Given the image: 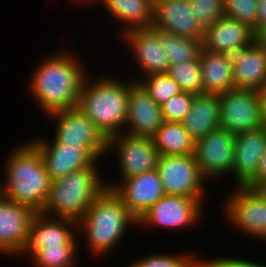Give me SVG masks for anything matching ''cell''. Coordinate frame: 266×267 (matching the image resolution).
<instances>
[{
  "mask_svg": "<svg viewBox=\"0 0 266 267\" xmlns=\"http://www.w3.org/2000/svg\"><path fill=\"white\" fill-rule=\"evenodd\" d=\"M42 60L28 86L41 109L50 115L77 107L81 87L89 76L83 64L66 50Z\"/></svg>",
  "mask_w": 266,
  "mask_h": 267,
  "instance_id": "cell-1",
  "label": "cell"
},
{
  "mask_svg": "<svg viewBox=\"0 0 266 267\" xmlns=\"http://www.w3.org/2000/svg\"><path fill=\"white\" fill-rule=\"evenodd\" d=\"M11 153L4 170L5 183L0 184V194L39 213L51 183L42 156L30 141L19 145Z\"/></svg>",
  "mask_w": 266,
  "mask_h": 267,
  "instance_id": "cell-2",
  "label": "cell"
},
{
  "mask_svg": "<svg viewBox=\"0 0 266 267\" xmlns=\"http://www.w3.org/2000/svg\"><path fill=\"white\" fill-rule=\"evenodd\" d=\"M108 77L100 76L94 82L86 77L77 102V107L107 139L123 133L130 92V83Z\"/></svg>",
  "mask_w": 266,
  "mask_h": 267,
  "instance_id": "cell-3",
  "label": "cell"
},
{
  "mask_svg": "<svg viewBox=\"0 0 266 267\" xmlns=\"http://www.w3.org/2000/svg\"><path fill=\"white\" fill-rule=\"evenodd\" d=\"M137 225V218L111 190L105 189L77 222V229L86 235L93 255H105L126 232L127 226Z\"/></svg>",
  "mask_w": 266,
  "mask_h": 267,
  "instance_id": "cell-4",
  "label": "cell"
},
{
  "mask_svg": "<svg viewBox=\"0 0 266 267\" xmlns=\"http://www.w3.org/2000/svg\"><path fill=\"white\" fill-rule=\"evenodd\" d=\"M96 165L94 163L89 168L51 180L48 196L39 213L78 222L91 203L106 189Z\"/></svg>",
  "mask_w": 266,
  "mask_h": 267,
  "instance_id": "cell-5",
  "label": "cell"
},
{
  "mask_svg": "<svg viewBox=\"0 0 266 267\" xmlns=\"http://www.w3.org/2000/svg\"><path fill=\"white\" fill-rule=\"evenodd\" d=\"M220 127L239 134L262 127L261 92L256 89L233 88L219 95Z\"/></svg>",
  "mask_w": 266,
  "mask_h": 267,
  "instance_id": "cell-6",
  "label": "cell"
},
{
  "mask_svg": "<svg viewBox=\"0 0 266 267\" xmlns=\"http://www.w3.org/2000/svg\"><path fill=\"white\" fill-rule=\"evenodd\" d=\"M157 170L165 195H181L201 203L204 198V180L194 154L159 156Z\"/></svg>",
  "mask_w": 266,
  "mask_h": 267,
  "instance_id": "cell-7",
  "label": "cell"
},
{
  "mask_svg": "<svg viewBox=\"0 0 266 267\" xmlns=\"http://www.w3.org/2000/svg\"><path fill=\"white\" fill-rule=\"evenodd\" d=\"M234 144L235 134L221 127L195 141V160L205 179L232 174L235 157Z\"/></svg>",
  "mask_w": 266,
  "mask_h": 267,
  "instance_id": "cell-8",
  "label": "cell"
},
{
  "mask_svg": "<svg viewBox=\"0 0 266 267\" xmlns=\"http://www.w3.org/2000/svg\"><path fill=\"white\" fill-rule=\"evenodd\" d=\"M112 149H116L118 153V168H121L119 171L122 173V180L157 169L159 153L152 137L123 132L108 138L106 150L109 152Z\"/></svg>",
  "mask_w": 266,
  "mask_h": 267,
  "instance_id": "cell-9",
  "label": "cell"
},
{
  "mask_svg": "<svg viewBox=\"0 0 266 267\" xmlns=\"http://www.w3.org/2000/svg\"><path fill=\"white\" fill-rule=\"evenodd\" d=\"M225 200L227 220L243 233L266 240V200L255 189L235 187Z\"/></svg>",
  "mask_w": 266,
  "mask_h": 267,
  "instance_id": "cell-10",
  "label": "cell"
},
{
  "mask_svg": "<svg viewBox=\"0 0 266 267\" xmlns=\"http://www.w3.org/2000/svg\"><path fill=\"white\" fill-rule=\"evenodd\" d=\"M53 140L51 143L44 138L30 141L39 150L51 180L89 168L103 156L96 147H71Z\"/></svg>",
  "mask_w": 266,
  "mask_h": 267,
  "instance_id": "cell-11",
  "label": "cell"
},
{
  "mask_svg": "<svg viewBox=\"0 0 266 267\" xmlns=\"http://www.w3.org/2000/svg\"><path fill=\"white\" fill-rule=\"evenodd\" d=\"M201 204L199 200L194 198L164 195L137 219V225L159 226L167 229L192 227V224L201 219Z\"/></svg>",
  "mask_w": 266,
  "mask_h": 267,
  "instance_id": "cell-12",
  "label": "cell"
},
{
  "mask_svg": "<svg viewBox=\"0 0 266 267\" xmlns=\"http://www.w3.org/2000/svg\"><path fill=\"white\" fill-rule=\"evenodd\" d=\"M48 117L58 120L54 136L58 143L71 147H96L102 154L107 153L108 139L78 107Z\"/></svg>",
  "mask_w": 266,
  "mask_h": 267,
  "instance_id": "cell-13",
  "label": "cell"
},
{
  "mask_svg": "<svg viewBox=\"0 0 266 267\" xmlns=\"http://www.w3.org/2000/svg\"><path fill=\"white\" fill-rule=\"evenodd\" d=\"M106 188L111 189L137 219L165 195L157 169L123 179L120 183H108Z\"/></svg>",
  "mask_w": 266,
  "mask_h": 267,
  "instance_id": "cell-14",
  "label": "cell"
},
{
  "mask_svg": "<svg viewBox=\"0 0 266 267\" xmlns=\"http://www.w3.org/2000/svg\"><path fill=\"white\" fill-rule=\"evenodd\" d=\"M71 226L76 230L77 221L35 213L29 225L26 246L21 254L27 253L32 257L41 248L77 246L76 235L72 232Z\"/></svg>",
  "mask_w": 266,
  "mask_h": 267,
  "instance_id": "cell-15",
  "label": "cell"
},
{
  "mask_svg": "<svg viewBox=\"0 0 266 267\" xmlns=\"http://www.w3.org/2000/svg\"><path fill=\"white\" fill-rule=\"evenodd\" d=\"M35 212L0 194V253L19 255L26 246L29 225Z\"/></svg>",
  "mask_w": 266,
  "mask_h": 267,
  "instance_id": "cell-16",
  "label": "cell"
},
{
  "mask_svg": "<svg viewBox=\"0 0 266 267\" xmlns=\"http://www.w3.org/2000/svg\"><path fill=\"white\" fill-rule=\"evenodd\" d=\"M127 106V118L124 128L127 126L128 128L123 130L125 133L152 137L164 121L160 105L135 80L130 82Z\"/></svg>",
  "mask_w": 266,
  "mask_h": 267,
  "instance_id": "cell-17",
  "label": "cell"
},
{
  "mask_svg": "<svg viewBox=\"0 0 266 267\" xmlns=\"http://www.w3.org/2000/svg\"><path fill=\"white\" fill-rule=\"evenodd\" d=\"M152 26L194 40L204 36V27L192 14L188 0H154Z\"/></svg>",
  "mask_w": 266,
  "mask_h": 267,
  "instance_id": "cell-18",
  "label": "cell"
},
{
  "mask_svg": "<svg viewBox=\"0 0 266 267\" xmlns=\"http://www.w3.org/2000/svg\"><path fill=\"white\" fill-rule=\"evenodd\" d=\"M123 33L124 41L133 49L137 63L146 74L144 77L168 72L170 64L165 49L151 27L134 28Z\"/></svg>",
  "mask_w": 266,
  "mask_h": 267,
  "instance_id": "cell-19",
  "label": "cell"
},
{
  "mask_svg": "<svg viewBox=\"0 0 266 267\" xmlns=\"http://www.w3.org/2000/svg\"><path fill=\"white\" fill-rule=\"evenodd\" d=\"M266 148V126L235 135L234 174L236 186L244 187L256 174Z\"/></svg>",
  "mask_w": 266,
  "mask_h": 267,
  "instance_id": "cell-20",
  "label": "cell"
},
{
  "mask_svg": "<svg viewBox=\"0 0 266 267\" xmlns=\"http://www.w3.org/2000/svg\"><path fill=\"white\" fill-rule=\"evenodd\" d=\"M231 56L234 87L261 92L266 87V48L255 39Z\"/></svg>",
  "mask_w": 266,
  "mask_h": 267,
  "instance_id": "cell-21",
  "label": "cell"
},
{
  "mask_svg": "<svg viewBox=\"0 0 266 267\" xmlns=\"http://www.w3.org/2000/svg\"><path fill=\"white\" fill-rule=\"evenodd\" d=\"M256 39L247 24L223 16L204 28L202 49L232 54Z\"/></svg>",
  "mask_w": 266,
  "mask_h": 267,
  "instance_id": "cell-22",
  "label": "cell"
},
{
  "mask_svg": "<svg viewBox=\"0 0 266 267\" xmlns=\"http://www.w3.org/2000/svg\"><path fill=\"white\" fill-rule=\"evenodd\" d=\"M199 61L203 93L220 95L235 88L231 54L201 49Z\"/></svg>",
  "mask_w": 266,
  "mask_h": 267,
  "instance_id": "cell-23",
  "label": "cell"
},
{
  "mask_svg": "<svg viewBox=\"0 0 266 267\" xmlns=\"http://www.w3.org/2000/svg\"><path fill=\"white\" fill-rule=\"evenodd\" d=\"M195 141L220 127V103L217 94H195L190 111L181 121Z\"/></svg>",
  "mask_w": 266,
  "mask_h": 267,
  "instance_id": "cell-24",
  "label": "cell"
},
{
  "mask_svg": "<svg viewBox=\"0 0 266 267\" xmlns=\"http://www.w3.org/2000/svg\"><path fill=\"white\" fill-rule=\"evenodd\" d=\"M112 17L125 24L124 32L149 28L153 23L154 0H99Z\"/></svg>",
  "mask_w": 266,
  "mask_h": 267,
  "instance_id": "cell-25",
  "label": "cell"
},
{
  "mask_svg": "<svg viewBox=\"0 0 266 267\" xmlns=\"http://www.w3.org/2000/svg\"><path fill=\"white\" fill-rule=\"evenodd\" d=\"M159 156L194 154V140L181 122L163 121L152 136Z\"/></svg>",
  "mask_w": 266,
  "mask_h": 267,
  "instance_id": "cell-26",
  "label": "cell"
},
{
  "mask_svg": "<svg viewBox=\"0 0 266 267\" xmlns=\"http://www.w3.org/2000/svg\"><path fill=\"white\" fill-rule=\"evenodd\" d=\"M151 28L159 36L170 65L199 58L202 49V40L181 37L153 26Z\"/></svg>",
  "mask_w": 266,
  "mask_h": 267,
  "instance_id": "cell-27",
  "label": "cell"
},
{
  "mask_svg": "<svg viewBox=\"0 0 266 267\" xmlns=\"http://www.w3.org/2000/svg\"><path fill=\"white\" fill-rule=\"evenodd\" d=\"M184 92L203 93L201 64L199 58L192 61L169 65L167 72Z\"/></svg>",
  "mask_w": 266,
  "mask_h": 267,
  "instance_id": "cell-28",
  "label": "cell"
},
{
  "mask_svg": "<svg viewBox=\"0 0 266 267\" xmlns=\"http://www.w3.org/2000/svg\"><path fill=\"white\" fill-rule=\"evenodd\" d=\"M77 246H53L39 249L32 257L35 267H76Z\"/></svg>",
  "mask_w": 266,
  "mask_h": 267,
  "instance_id": "cell-29",
  "label": "cell"
},
{
  "mask_svg": "<svg viewBox=\"0 0 266 267\" xmlns=\"http://www.w3.org/2000/svg\"><path fill=\"white\" fill-rule=\"evenodd\" d=\"M145 79L135 81L144 87L158 105L182 92L179 84L168 73L152 74Z\"/></svg>",
  "mask_w": 266,
  "mask_h": 267,
  "instance_id": "cell-30",
  "label": "cell"
},
{
  "mask_svg": "<svg viewBox=\"0 0 266 267\" xmlns=\"http://www.w3.org/2000/svg\"><path fill=\"white\" fill-rule=\"evenodd\" d=\"M258 0H224V16L247 24L256 35Z\"/></svg>",
  "mask_w": 266,
  "mask_h": 267,
  "instance_id": "cell-31",
  "label": "cell"
},
{
  "mask_svg": "<svg viewBox=\"0 0 266 267\" xmlns=\"http://www.w3.org/2000/svg\"><path fill=\"white\" fill-rule=\"evenodd\" d=\"M129 267H200V258L192 253L181 256L156 254L139 259Z\"/></svg>",
  "mask_w": 266,
  "mask_h": 267,
  "instance_id": "cell-32",
  "label": "cell"
},
{
  "mask_svg": "<svg viewBox=\"0 0 266 267\" xmlns=\"http://www.w3.org/2000/svg\"><path fill=\"white\" fill-rule=\"evenodd\" d=\"M196 20L205 28L224 16V0H188Z\"/></svg>",
  "mask_w": 266,
  "mask_h": 267,
  "instance_id": "cell-33",
  "label": "cell"
},
{
  "mask_svg": "<svg viewBox=\"0 0 266 267\" xmlns=\"http://www.w3.org/2000/svg\"><path fill=\"white\" fill-rule=\"evenodd\" d=\"M195 94L182 91L160 105L164 121L181 122L190 111Z\"/></svg>",
  "mask_w": 266,
  "mask_h": 267,
  "instance_id": "cell-34",
  "label": "cell"
},
{
  "mask_svg": "<svg viewBox=\"0 0 266 267\" xmlns=\"http://www.w3.org/2000/svg\"><path fill=\"white\" fill-rule=\"evenodd\" d=\"M200 267H266L263 264L252 262L251 260L240 259L239 257H223L213 259H200Z\"/></svg>",
  "mask_w": 266,
  "mask_h": 267,
  "instance_id": "cell-35",
  "label": "cell"
},
{
  "mask_svg": "<svg viewBox=\"0 0 266 267\" xmlns=\"http://www.w3.org/2000/svg\"><path fill=\"white\" fill-rule=\"evenodd\" d=\"M264 182H266V148L259 160V166L255 176L244 187L255 189Z\"/></svg>",
  "mask_w": 266,
  "mask_h": 267,
  "instance_id": "cell-36",
  "label": "cell"
},
{
  "mask_svg": "<svg viewBox=\"0 0 266 267\" xmlns=\"http://www.w3.org/2000/svg\"><path fill=\"white\" fill-rule=\"evenodd\" d=\"M266 26V0H258L256 14V34Z\"/></svg>",
  "mask_w": 266,
  "mask_h": 267,
  "instance_id": "cell-37",
  "label": "cell"
},
{
  "mask_svg": "<svg viewBox=\"0 0 266 267\" xmlns=\"http://www.w3.org/2000/svg\"><path fill=\"white\" fill-rule=\"evenodd\" d=\"M256 40L266 48V26L256 34Z\"/></svg>",
  "mask_w": 266,
  "mask_h": 267,
  "instance_id": "cell-38",
  "label": "cell"
},
{
  "mask_svg": "<svg viewBox=\"0 0 266 267\" xmlns=\"http://www.w3.org/2000/svg\"><path fill=\"white\" fill-rule=\"evenodd\" d=\"M262 96V111H263V124L266 126V87L261 91Z\"/></svg>",
  "mask_w": 266,
  "mask_h": 267,
  "instance_id": "cell-39",
  "label": "cell"
},
{
  "mask_svg": "<svg viewBox=\"0 0 266 267\" xmlns=\"http://www.w3.org/2000/svg\"><path fill=\"white\" fill-rule=\"evenodd\" d=\"M255 190L266 200V182L258 185Z\"/></svg>",
  "mask_w": 266,
  "mask_h": 267,
  "instance_id": "cell-40",
  "label": "cell"
},
{
  "mask_svg": "<svg viewBox=\"0 0 266 267\" xmlns=\"http://www.w3.org/2000/svg\"><path fill=\"white\" fill-rule=\"evenodd\" d=\"M82 1H83V2H85V1H86V2H92V1H93V3H94V1L97 2V0H79L80 3H81Z\"/></svg>",
  "mask_w": 266,
  "mask_h": 267,
  "instance_id": "cell-41",
  "label": "cell"
}]
</instances>
